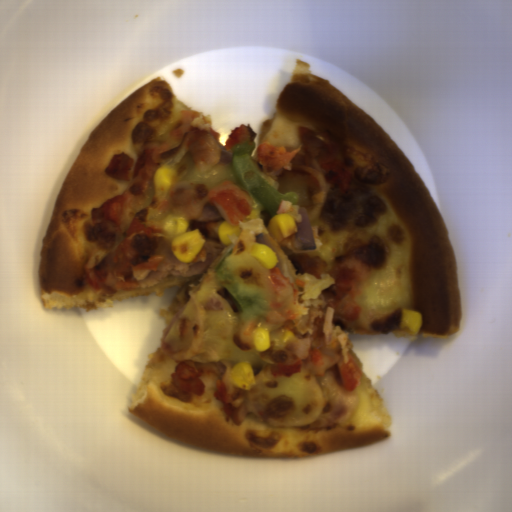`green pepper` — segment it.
I'll list each match as a JSON object with an SVG mask.
<instances>
[{
	"instance_id": "372bd49c",
	"label": "green pepper",
	"mask_w": 512,
	"mask_h": 512,
	"mask_svg": "<svg viewBox=\"0 0 512 512\" xmlns=\"http://www.w3.org/2000/svg\"><path fill=\"white\" fill-rule=\"evenodd\" d=\"M256 145L257 143L249 144L247 140L242 144H234L231 147V159L227 164L235 185L252 197L259 216L268 228L269 220L276 215L281 201L298 203L301 194L291 191L280 193L259 175L252 160V153Z\"/></svg>"
},
{
	"instance_id": "c4517986",
	"label": "green pepper",
	"mask_w": 512,
	"mask_h": 512,
	"mask_svg": "<svg viewBox=\"0 0 512 512\" xmlns=\"http://www.w3.org/2000/svg\"><path fill=\"white\" fill-rule=\"evenodd\" d=\"M232 247L216 264L214 271L221 285L225 286L235 299L240 319L250 320L256 317H265L270 305L265 291L246 284L244 279L235 274L227 260L231 255Z\"/></svg>"
}]
</instances>
